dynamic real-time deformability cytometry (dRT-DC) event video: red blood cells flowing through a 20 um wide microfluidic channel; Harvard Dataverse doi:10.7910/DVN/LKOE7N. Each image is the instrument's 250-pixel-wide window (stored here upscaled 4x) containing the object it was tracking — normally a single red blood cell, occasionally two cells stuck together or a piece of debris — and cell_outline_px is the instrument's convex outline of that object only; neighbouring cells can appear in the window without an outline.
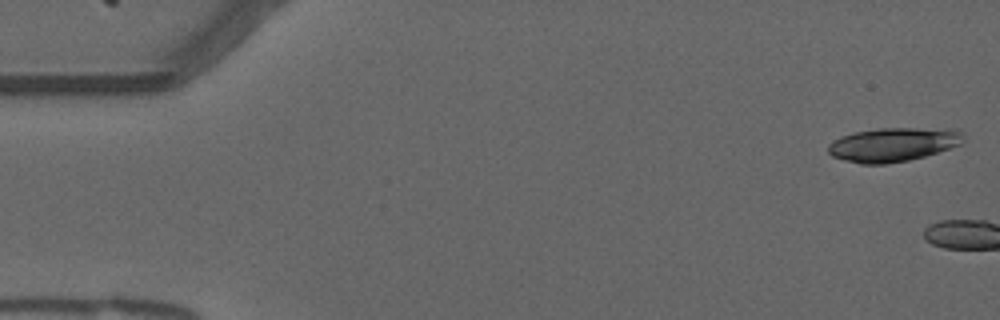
{"species": "common noctule bat (a hibernating species)", "species_latin": "Nyctalus noctula", "temperature_condition": "warm", "stored_images_in_passage": 3, "camera_frame_rate_fps": 3000, "um_per_image_px": 0.085, "animal": {"sex": "male", "forearm_length_mm": 52.5}, "frame": {"image": 1, "passage_image": 1, "time_ms": 0.0, "image_size_px": [1000, 320], "cell_outline_px": [[964, 140], [960, 144], [924, 156], [908, 160], [884, 164], [860, 164], [844, 160], [832, 156], [828, 152], [828, 144], [832, 140], [840, 136], [852, 132], [880, 128], [952, 128], [964, 132]], "centroid_in_image_um": [75.9, 12.27], "position_along_channel_um": 9.1, "area_um2": 26.93}}